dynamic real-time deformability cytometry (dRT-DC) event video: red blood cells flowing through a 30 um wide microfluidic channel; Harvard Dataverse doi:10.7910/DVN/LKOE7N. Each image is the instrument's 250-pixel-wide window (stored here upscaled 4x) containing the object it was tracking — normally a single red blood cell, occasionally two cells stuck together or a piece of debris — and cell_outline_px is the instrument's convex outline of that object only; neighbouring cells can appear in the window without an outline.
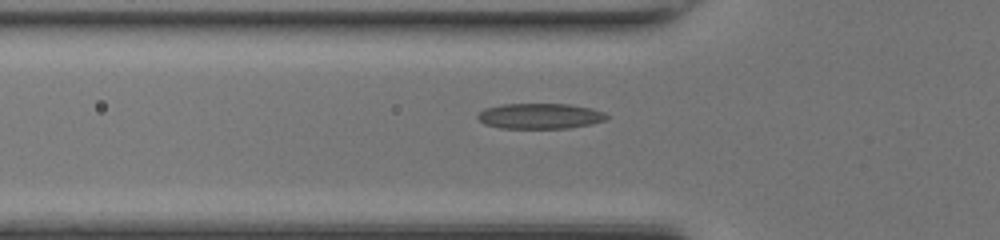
{"species": "common noctule bat (a hibernating species)", "species_latin": "Nyctalus noctula", "temperature_condition": "room temperature", "stored_images_in_passage": 32, "camera_frame_rate_fps": 3000, "um_per_image_px": 0.085, "animal": {"sex": "female", "body_mass_g": 17.0, "forearm_length_mm": 48.0}, "frame": {"image": 1, "passage_image": 4, "time_ms": 1.0, "image_size_px": [1000, 240], "cell_outline_px": [[608, 116], [604, 120], [592, 124], [572, 128], [500, 128], [484, 124], [476, 116], [484, 108], [500, 104], [572, 104], [592, 108], [604, 112]], "centroid_in_image_um": [45.9, 9.86], "position_along_channel_um": 79.9, "area_um2": 19.31}}
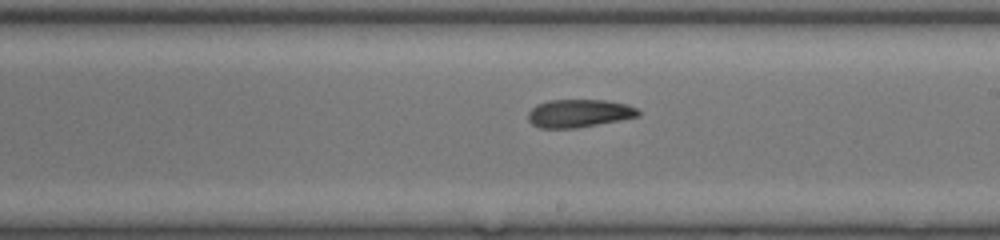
{"frame": {"image": 2, "passage_image": 15, "time_ms": 4.667, "image_size_px": [1000, 240], "cell_outline_px": [[640, 116], [620, 120], [576, 128], [540, 128], [532, 124], [528, 120], [528, 112], [536, 104], [548, 100], [604, 100], [628, 104], [636, 108], [640, 112]], "centroid_in_image_um": [49.2, 9.63], "position_along_channel_um": 239.8, "area_um2": 18.03}}
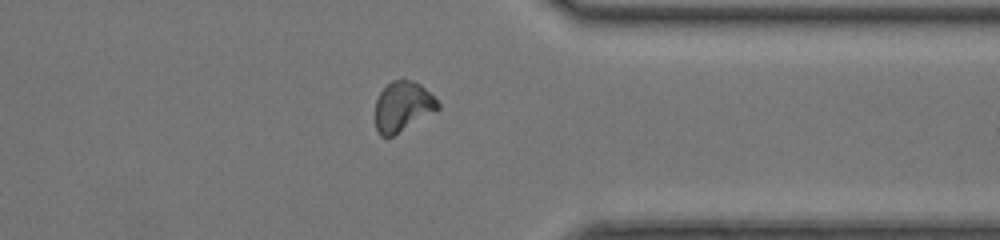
{"frame": {"image": 3, "passage_image": 25, "time_ms": 8.0, "image_size_px": [1000, 240], "cell_outline_px": [[440, 108], [436, 112], [392, 136], [380, 136], [376, 128], [376, 100], [380, 92], [392, 80], [412, 80], [420, 84], [440, 104]], "centroid_in_image_um": [34.24, 9.06], "position_along_channel_um": 377.2, "area_um2": 18.09}, "authors_computed_cell_mechanics": {"area_um2": 18.4671, "velocity_mm_per_s": 4.3462, "shape_relaxation_time_tau1_ms": 4.4925, "shape_relaxation_time_tau2_ms": 2.6196, "deformation_change_tau1": 0.1179, "deformation_change_tau2": 0.098}}